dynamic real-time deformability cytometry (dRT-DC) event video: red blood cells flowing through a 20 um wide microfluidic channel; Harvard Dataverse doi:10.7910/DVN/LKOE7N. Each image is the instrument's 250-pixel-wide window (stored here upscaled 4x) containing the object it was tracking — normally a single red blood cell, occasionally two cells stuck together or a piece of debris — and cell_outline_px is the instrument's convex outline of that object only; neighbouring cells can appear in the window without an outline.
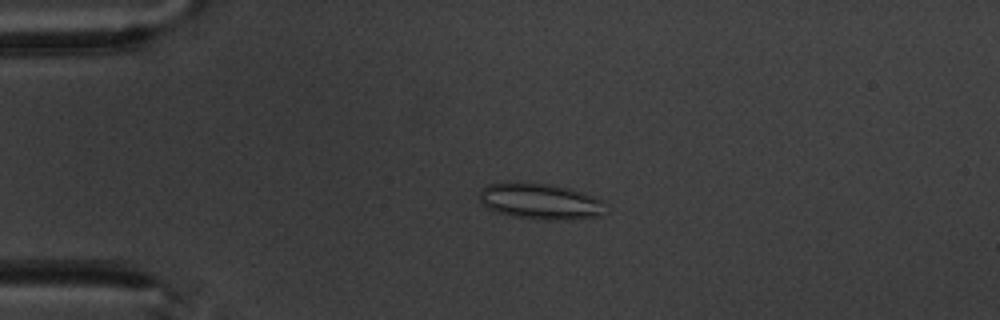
{"species": "common noctule bat (a hibernating species)", "species_latin": "Nyctalus noctula", "temperature_condition": "warm", "stored_images_in_passage": 4, "camera_frame_rate_fps": 3000, "um_per_image_px": 0.085, "animal": {"sex": "male", "body_mass_g": 20.1, "forearm_length_mm": 53.5}, "frame": {"image": 1, "passage_image": 3, "time_ms": 2.333, "image_size_px": [1000, 320], "cell_outline_px": [[604, 200], [600, 216], [572, 220], [544, 220], [516, 216], [496, 212], [488, 208], [480, 200], [480, 188], [488, 184], [548, 184], [568, 188]], "centroid_in_image_um": [45.93, 17.14], "position_along_channel_um": 39.1, "area_um2": 25.72}}